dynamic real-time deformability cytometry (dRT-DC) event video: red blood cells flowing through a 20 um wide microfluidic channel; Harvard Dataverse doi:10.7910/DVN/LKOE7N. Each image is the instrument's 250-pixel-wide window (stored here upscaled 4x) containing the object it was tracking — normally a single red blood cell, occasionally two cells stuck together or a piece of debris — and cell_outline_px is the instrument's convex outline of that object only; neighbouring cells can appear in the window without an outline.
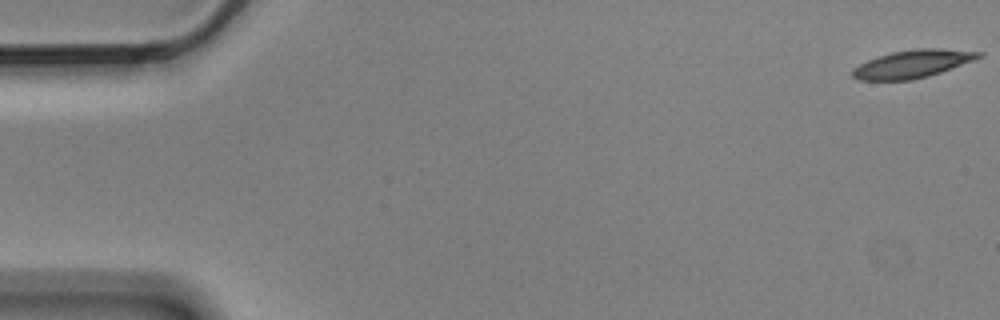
{"species": "Egyptian fruit bat (a non-hibernating species)", "species_latin": "Rousettus aegyptiacus", "temperature_condition": "cold", "stored_images_in_passage": 6, "camera_frame_rate_fps": 3000, "um_per_image_px": 0.085, "animal": {"sex": "male"}, "frame": {"image": 1, "passage_image": 1, "time_ms": 0.0, "image_size_px": [1000, 320], "cell_outline_px": [[984, 56], [940, 72], [928, 76], [912, 80], [860, 80], [852, 76], [852, 68], [868, 60], [892, 52], [916, 48], [944, 48], [984, 52]], "centroid_in_image_um": [77.59, 5.42], "position_along_channel_um": 7.4, "area_um2": 20.4}}